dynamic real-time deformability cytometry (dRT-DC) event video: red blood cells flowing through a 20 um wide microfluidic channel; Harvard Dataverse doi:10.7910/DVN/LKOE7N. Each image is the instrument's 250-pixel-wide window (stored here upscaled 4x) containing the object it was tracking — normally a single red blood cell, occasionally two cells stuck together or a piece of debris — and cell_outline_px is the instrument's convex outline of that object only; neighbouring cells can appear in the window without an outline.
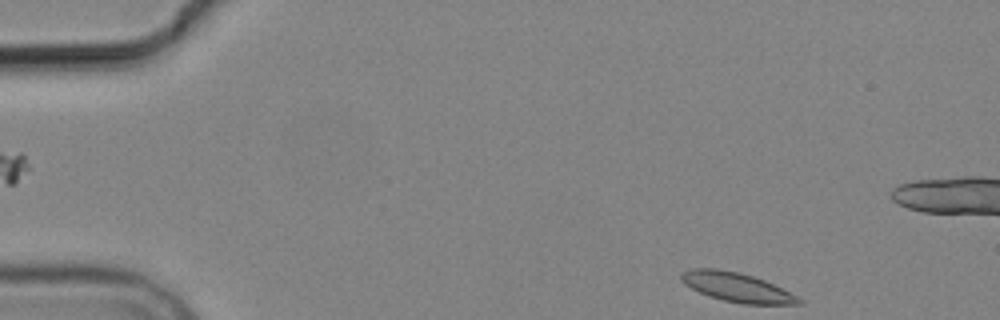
{"species": "common noctule bat (a hibernating species)", "species_latin": "Nyctalus noctula", "temperature_condition": "cold", "stored_images_in_passage": 3, "camera_frame_rate_fps": 3000, "um_per_image_px": 0.085, "animal": {"sex": "male", "body_mass_g": 19.2, "forearm_length_mm": 51.8}, "frame": {"image": 1, "passage_image": 3, "time_ms": 3.0, "image_size_px": [1000, 320], "cell_outline_px": [[804, 304], [744, 304], [724, 300], [700, 292], [684, 284], [680, 280], [680, 276], [684, 272], [692, 268], [716, 268], [736, 272], [752, 276], [764, 280], [804, 300]], "centroid_in_image_um": [62.63, 24.41], "position_along_channel_um": 22.4, "area_um2": 19.59}}